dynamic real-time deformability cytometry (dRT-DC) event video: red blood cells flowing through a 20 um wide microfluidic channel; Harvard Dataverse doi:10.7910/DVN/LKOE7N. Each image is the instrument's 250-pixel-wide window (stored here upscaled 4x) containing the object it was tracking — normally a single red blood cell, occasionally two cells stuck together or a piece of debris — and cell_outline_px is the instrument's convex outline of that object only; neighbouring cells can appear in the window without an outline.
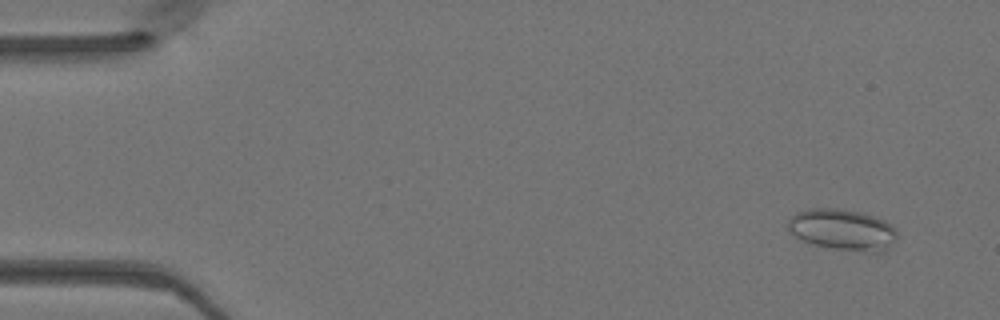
{"species": "Egyptian fruit bat (a non-hibernating species)", "species_latin": "Rousettus aegyptiacus", "temperature_condition": "warm", "stored_images_in_passage": 29, "camera_frame_rate_fps": 3000, "um_per_image_px": 0.085, "animal": {"sex": "female"}, "frame": {"image": 1, "passage_image": 4, "time_ms": 1.0, "image_size_px": [1000, 320], "cell_outline_px": [[896, 236], [884, 252], [876, 252], [836, 248], [812, 244], [788, 232], [788, 220], [796, 212], [808, 208], [840, 208], [864, 212], [884, 220], [892, 224], [896, 228]], "centroid_in_image_um": [71.6, 19.48], "position_along_channel_um": 13.4, "area_um2": 26.13}}
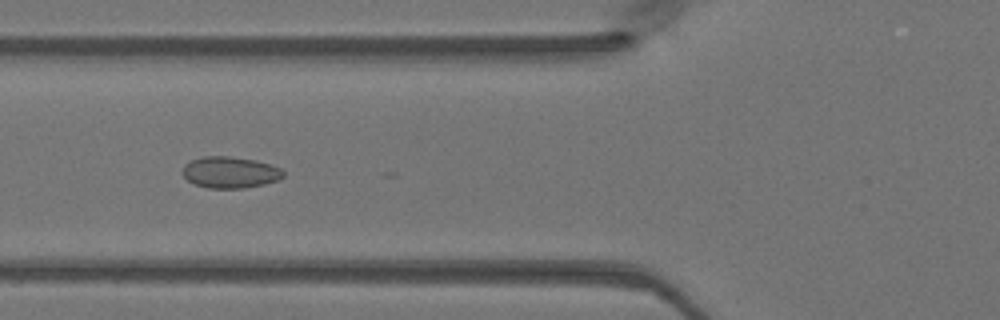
{"frame": {"image": 2, "passage_image": 19, "time_ms": 6.0, "image_size_px": [1000, 320], "cell_outline_px": [[284, 176], [280, 180], [264, 184], [244, 188], [208, 188], [192, 184], [180, 172], [184, 164], [192, 160], [204, 156], [228, 156], [256, 160], [280, 168], [284, 172]], "centroid_in_image_um": [19.53, 14.65], "position_along_channel_um": 106.3, "area_um2": 18.61}}
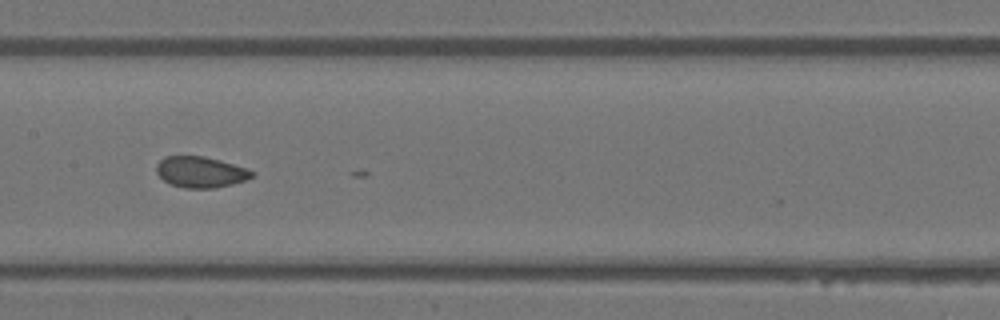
{"frame": {"image": 3, "passage_image": 25, "time_ms": 8.0, "image_size_px": [1000, 320], "cell_outline_px": [[256, 172], [252, 176], [244, 180], [232, 184], [212, 188], [184, 188], [172, 184], [164, 180], [156, 172], [156, 164], [164, 156], [204, 156], [220, 160]], "centroid_in_image_um": [17.01, 14.61], "position_along_channel_um": 190.4, "area_um2": 17.05}}